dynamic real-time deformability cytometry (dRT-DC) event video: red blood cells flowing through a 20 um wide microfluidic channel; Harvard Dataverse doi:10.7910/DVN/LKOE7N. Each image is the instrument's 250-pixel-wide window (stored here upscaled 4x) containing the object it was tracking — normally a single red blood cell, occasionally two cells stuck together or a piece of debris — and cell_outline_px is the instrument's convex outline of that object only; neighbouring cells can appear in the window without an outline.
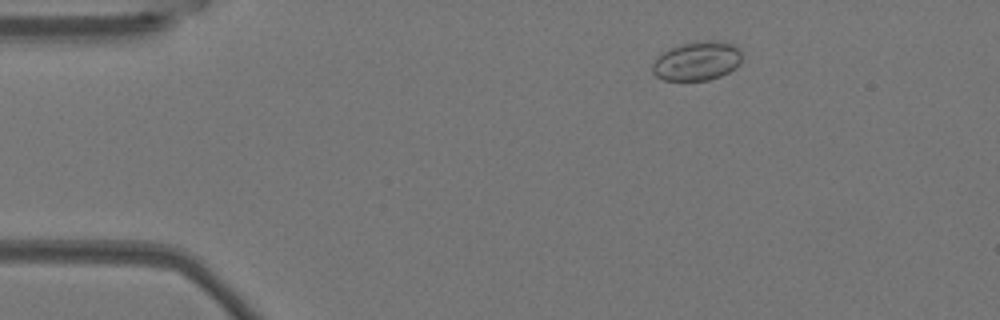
{"species": "Egyptian fruit bat (a non-hibernating species)", "species_latin": "Rousettus aegyptiacus", "temperature_condition": "warm", "stored_images_in_passage": 51, "camera_frame_rate_fps": 3000, "um_per_image_px": 0.085, "animal": {"sex": "female"}, "frame": {"image": 1, "passage_image": 6, "time_ms": 1.667, "image_size_px": [1000, 320], "cell_outline_px": [[740, 64], [736, 68], [720, 76], [708, 80], [664, 80], [656, 76], [652, 72], [652, 64], [660, 52], [684, 44], [704, 40], [708, 40], [736, 44], [740, 48]], "centroid_in_image_um": [59.24, 5.19], "position_along_channel_um": 25.8, "area_um2": 20.35}}
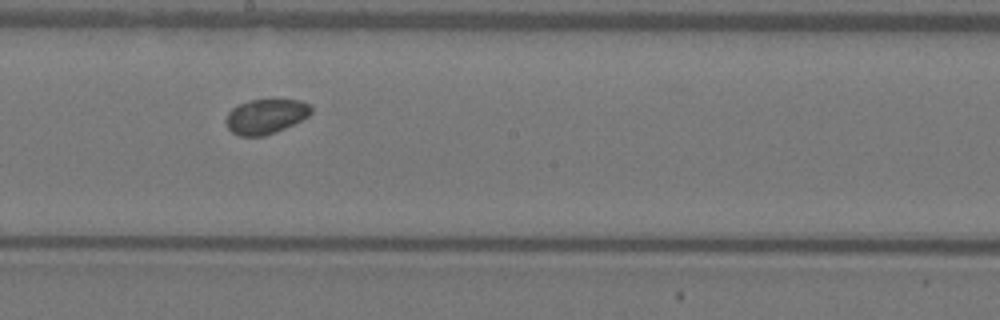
{"frame": {"image": 2, "passage_image": 27, "time_ms": 8.667, "image_size_px": [1000, 320], "cell_outline_px": [[312, 112], [308, 116], [276, 132], [264, 136], [240, 136], [232, 132], [228, 128], [224, 120], [228, 112], [232, 108], [248, 100], [300, 100], [308, 104], [312, 108]], "centroid_in_image_um": [22.55, 9.9], "position_along_channel_um": 225.6, "area_um2": 17.17}}
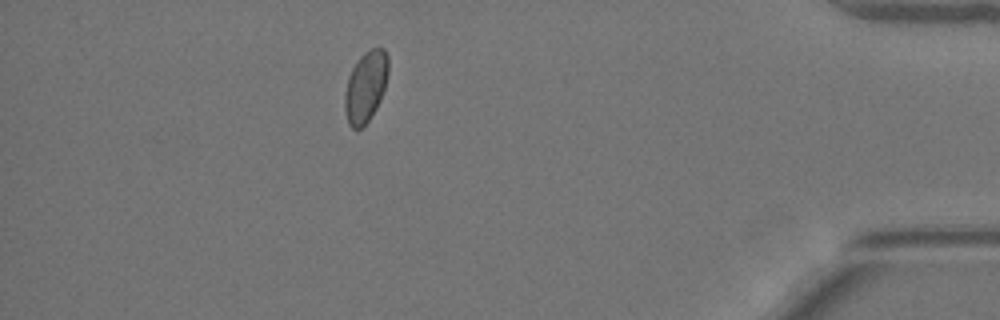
{"frame": {"image": 3, "passage_image": 45, "time_ms": 14.667, "image_size_px": [1000, 320], "cell_outline_px": [[388, 72], [384, 88], [380, 100], [376, 108], [368, 120], [360, 128], [352, 128], [348, 124], [344, 108], [344, 92], [348, 76], [352, 68], [360, 56], [364, 52], [372, 48], [384, 48], [388, 56]], "centroid_in_image_um": [31.06, 7.34], "position_along_channel_um": 404.1, "area_um2": 17.98}}